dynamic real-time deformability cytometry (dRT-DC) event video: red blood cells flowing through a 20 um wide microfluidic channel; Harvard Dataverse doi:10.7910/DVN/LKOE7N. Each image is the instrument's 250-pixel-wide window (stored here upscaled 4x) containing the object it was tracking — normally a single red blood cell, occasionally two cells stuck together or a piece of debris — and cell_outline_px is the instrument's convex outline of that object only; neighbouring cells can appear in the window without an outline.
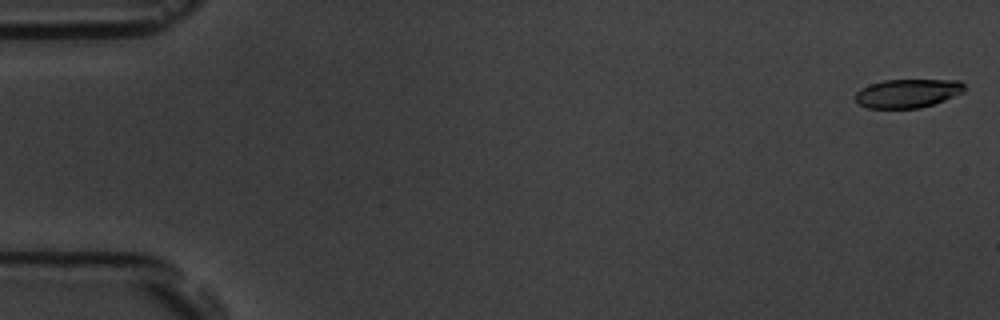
{"species": "common noctule bat (a hibernating species)", "species_latin": "Nyctalus noctula", "temperature_condition": "room temperature", "stored_images_in_passage": 54, "camera_frame_rate_fps": 3000, "um_per_image_px": 0.085, "animal": {"sex": "male", "body_mass_g": 19.5, "forearm_length_mm": 54.6}, "frame": {"image": 1, "passage_image": 1, "time_ms": 0.0, "image_size_px": [1000, 320], "cell_outline_px": [[964, 92], [944, 100], [920, 108], [868, 108], [860, 104], [856, 100], [856, 92], [860, 88], [868, 84], [884, 80], [960, 80], [964, 84]], "centroid_in_image_um": [77.14, 7.92], "position_along_channel_um": 7.9, "area_um2": 18.21}}
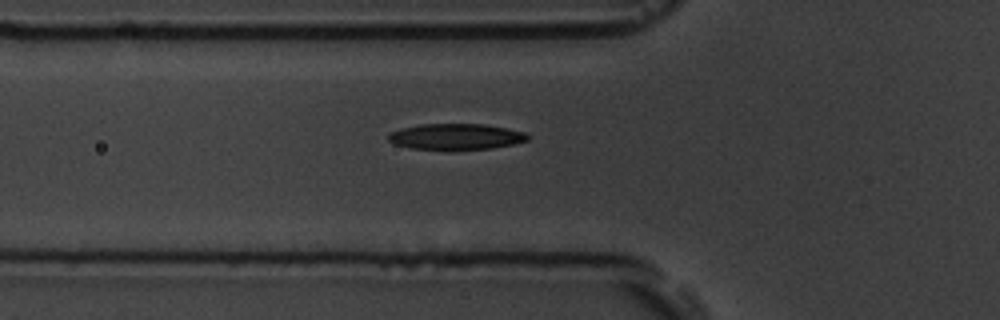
{"frame": {"image": 2, "passage_image": 19, "time_ms": 6.0, "image_size_px": [1000, 320], "cell_outline_px": [[528, 140], [512, 144], [492, 148], [412, 148], [396, 144], [388, 140], [388, 136], [392, 132], [400, 128], [420, 124], [484, 124], [524, 132], [528, 136]], "centroid_in_image_um": [38.74, 11.59], "position_along_channel_um": 87.1, "area_um2": 20.35}}
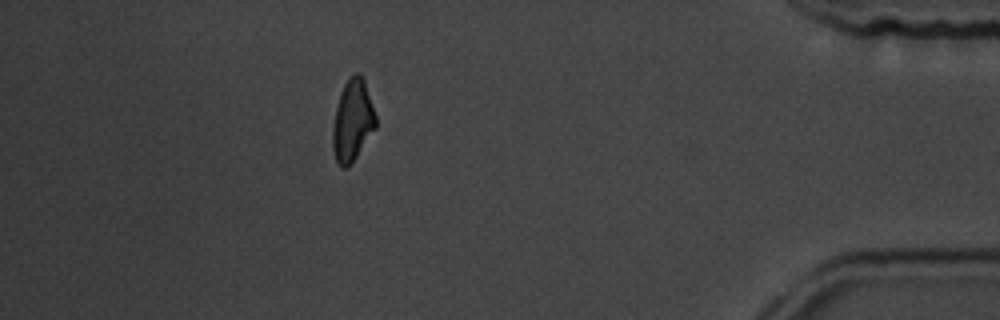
{"frame": {"image": 3, "passage_image": 48, "time_ms": 15.667, "image_size_px": [1000, 320], "cell_outline_px": [[376, 128], [356, 156], [344, 168], [340, 168], [336, 164], [332, 148], [332, 128], [336, 108], [340, 92], [344, 84], [356, 72], [360, 72], [364, 80], [376, 116]], "centroid_in_image_um": [29.95, 10.26], "position_along_channel_um": 405.3, "area_um2": 20.35}, "authors_computed_cell_mechanics": {"area_um2": 20.5479, "velocity_mm_per_s": 3.7844, "shape_relaxation_time_tau1_ms": 2.2709, "shape_relaxation_time_tau2_ms": 6.8614, "deformation_change_tau1": 0.1306, "deformation_change_tau2": 0.1647}}